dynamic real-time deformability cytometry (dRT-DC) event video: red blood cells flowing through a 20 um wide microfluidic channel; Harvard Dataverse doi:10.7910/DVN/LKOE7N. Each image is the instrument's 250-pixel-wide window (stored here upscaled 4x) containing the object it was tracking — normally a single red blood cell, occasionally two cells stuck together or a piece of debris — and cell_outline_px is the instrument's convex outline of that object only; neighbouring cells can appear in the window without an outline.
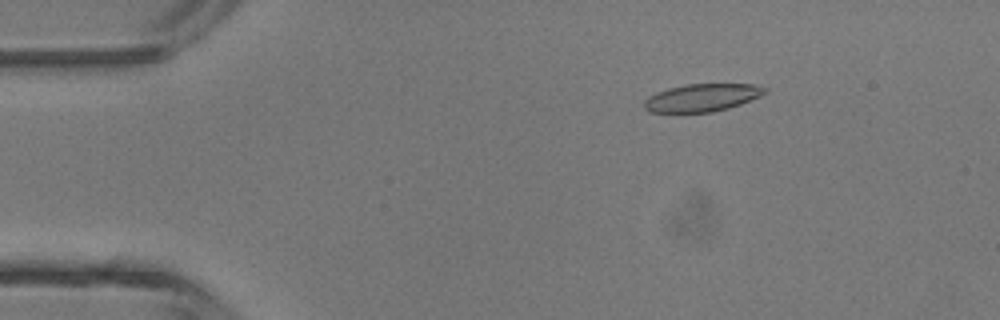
{"species": "common noctule bat (a hibernating species)", "species_latin": "Nyctalus noctula", "temperature_condition": "room temperature", "stored_images_in_passage": 46, "camera_frame_rate_fps": 3000, "um_per_image_px": 0.085, "animal": {"sex": "male", "body_mass_g": 13.3}, "frame": {"image": 1, "passage_image": 7, "time_ms": 2.0, "image_size_px": [1000, 320], "cell_outline_px": [[768, 92], [760, 96], [740, 104], [728, 108], [712, 112], [648, 112], [644, 108], [644, 100], [648, 96], [656, 92], [668, 88], [684, 84], [752, 84], [768, 88]], "centroid_in_image_um": [59.66, 8.29], "position_along_channel_um": 25.3, "area_um2": 19.54}}
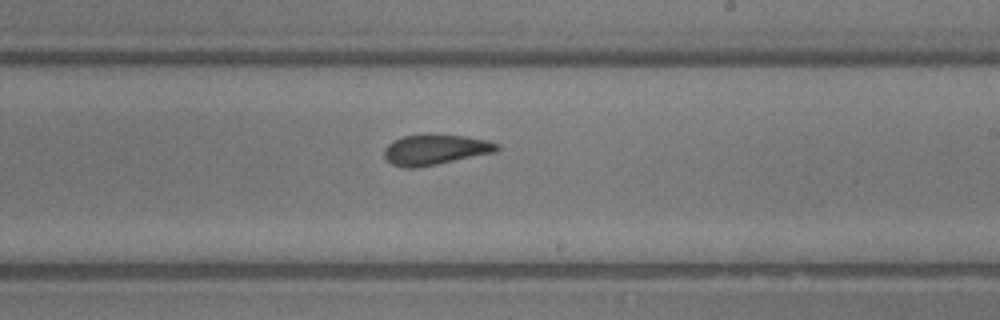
{"frame": {"image": 2, "passage_image": 27, "time_ms": 8.667, "image_size_px": [1000, 320], "cell_outline_px": [[500, 148], [496, 152], [416, 168], [404, 168], [392, 164], [384, 156], [384, 148], [392, 140], [404, 136], [464, 136], [488, 140], [500, 144]], "centroid_in_image_um": [37.01, 12.74], "position_along_channel_um": 252.0, "area_um2": 19.54}}
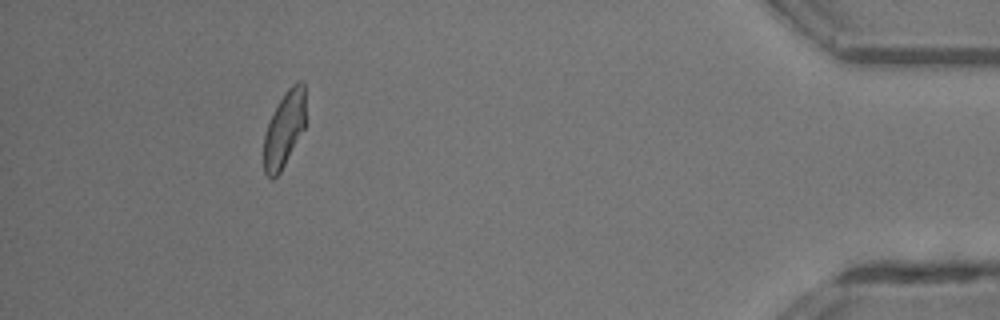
{"frame": {"image": 3, "passage_image": 42, "time_ms": 13.667, "image_size_px": [1000, 320], "cell_outline_px": [[304, 128], [280, 172], [272, 180], [264, 172], [264, 132], [284, 92], [296, 80], [300, 80], [304, 84]], "centroid_in_image_um": [24.15, 10.98], "position_along_channel_um": 411.1, "area_um2": 18.03}, "authors_computed_cell_mechanics": {"area_um2": 20.0277, "velocity_mm_per_s": 4.4464, "shape_relaxation_time_tau1_ms": 8.2272, "shape_relaxation_time_tau2_ms": 1.6809, "deformation_change_tau1": 0.2199, "deformation_change_tau2": 0.0976}}